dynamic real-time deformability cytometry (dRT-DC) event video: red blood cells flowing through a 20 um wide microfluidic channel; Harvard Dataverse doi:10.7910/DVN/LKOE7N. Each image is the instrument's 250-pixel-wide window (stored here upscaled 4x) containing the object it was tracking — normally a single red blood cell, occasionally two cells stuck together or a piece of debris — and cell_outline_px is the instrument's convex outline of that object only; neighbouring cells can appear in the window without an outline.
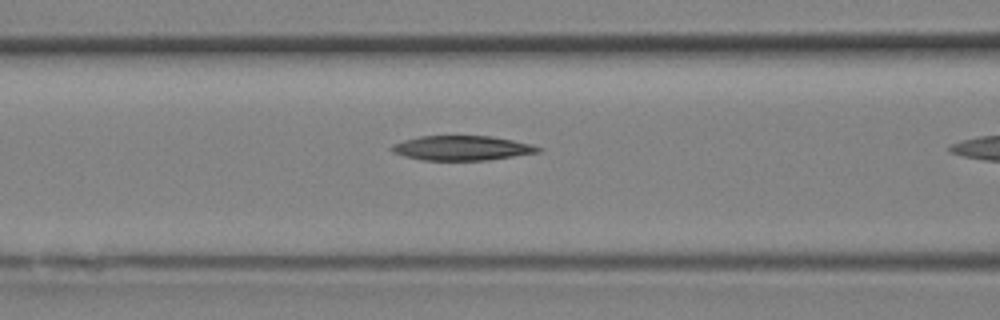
{"species": "Egyptian fruit bat (a non-hibernating species)", "species_latin": "Rousettus aegyptiacus", "temperature_condition": "room temperature", "stored_images_in_passage": 10, "camera_frame_rate_fps": 3000, "um_per_image_px": 0.085, "animal": {"sex": "female"}, "frame": {"image": 1, "passage_image": 9, "time_ms": 2.667, "image_size_px": [1000, 320], "cell_outline_px": [[544, 148], [540, 152], [488, 160], [420, 160], [404, 156], [392, 152], [388, 148], [392, 144], [404, 140], [420, 136], [492, 136], [532, 144]], "centroid_in_image_um": [39.25, 12.58], "position_along_channel_um": 127.3, "area_um2": 21.15}}